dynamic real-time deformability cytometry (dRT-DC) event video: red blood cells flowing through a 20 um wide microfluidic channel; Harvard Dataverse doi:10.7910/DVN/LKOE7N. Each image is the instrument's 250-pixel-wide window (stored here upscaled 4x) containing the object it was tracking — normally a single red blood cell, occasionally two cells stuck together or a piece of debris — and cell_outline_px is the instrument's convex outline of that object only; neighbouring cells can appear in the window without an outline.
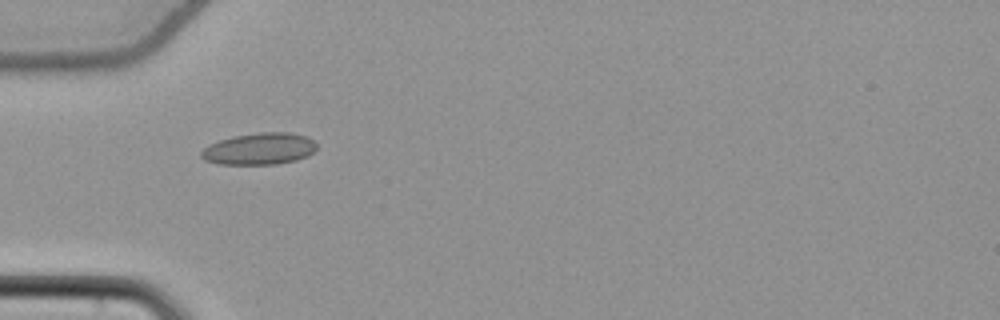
{"species": "common noctule bat (a hibernating species)", "species_latin": "Nyctalus noctula", "temperature_condition": "cold", "stored_images_in_passage": 37, "camera_frame_rate_fps": 3000, "um_per_image_px": 0.085, "animal": {"sex": "female", "body_mass_g": 22.7, "forearm_length_mm": 54.2}, "frame": {"image": 1, "passage_image": 1, "time_ms": 0.0, "image_size_px": [1000, 320], "cell_outline_px": [[316, 148], [308, 156], [296, 160], [276, 164], [216, 164], [204, 160], [200, 156], [200, 152], [208, 144], [232, 136], [260, 132], [288, 132], [304, 136], [312, 140], [316, 144]], "centroid_in_image_um": [22.0, 12.65], "position_along_channel_um": 63.0, "area_um2": 21.39}}
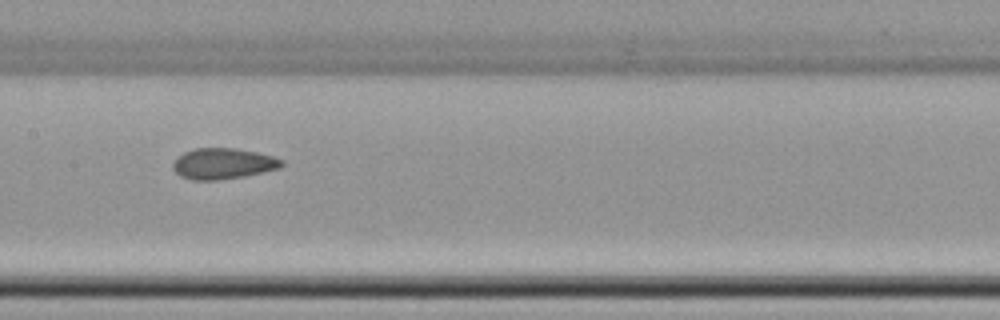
{"frame": {"image": 2, "passage_image": 11, "time_ms": 3.333, "image_size_px": [1000, 320], "cell_outline_px": [[284, 164], [280, 168], [244, 176], [216, 180], [192, 180], [180, 176], [172, 168], [172, 164], [184, 152], [196, 148], [236, 148], [256, 152], [272, 156], [284, 160]], "centroid_in_image_um": [18.97, 13.91], "position_along_channel_um": 188.4, "area_um2": 19.48}}
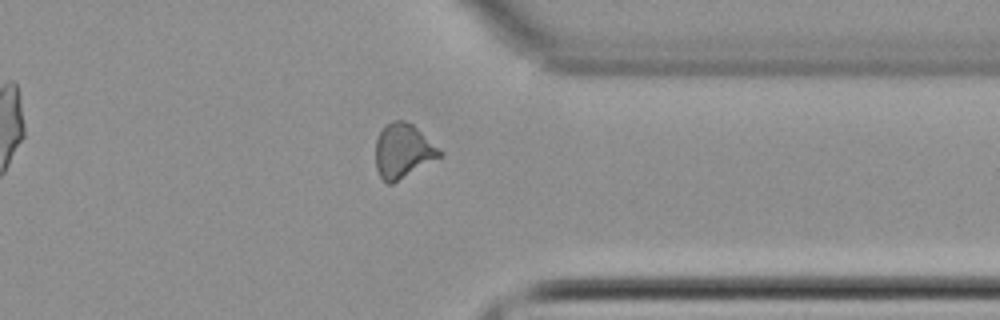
{"frame": {"image": 3, "passage_image": 26, "time_ms": 8.333, "image_size_px": [1000, 320], "cell_outline_px": [[444, 156], [392, 184], [388, 184], [380, 176], [376, 168], [376, 140], [380, 132], [392, 120], [404, 120], [412, 124], [444, 152]], "centroid_in_image_um": [34.29, 12.85], "position_along_channel_um": 377.1, "area_um2": 20.35}, "authors_computed_cell_mechanics": {"area_um2": 19.363, "velocity_mm_per_s": 3.8516, "shape_relaxation_time_tau1_ms": null, "shape_relaxation_time_tau2_ms": 2.5035, "deformation_change_tau1": null, "deformation_change_tau2": 0.0689}}